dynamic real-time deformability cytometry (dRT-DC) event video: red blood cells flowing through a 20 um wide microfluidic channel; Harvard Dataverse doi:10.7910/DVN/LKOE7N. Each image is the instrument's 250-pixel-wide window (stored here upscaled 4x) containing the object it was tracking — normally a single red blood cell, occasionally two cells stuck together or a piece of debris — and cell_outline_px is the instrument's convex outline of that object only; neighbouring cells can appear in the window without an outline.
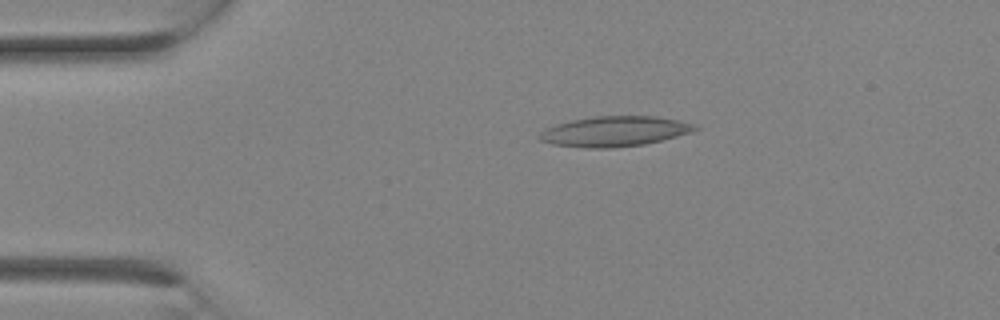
{"species": "Egyptian fruit bat (a non-hibernating species)", "species_latin": "Rousettus aegyptiacus", "temperature_condition": "room temperature", "stored_images_in_passage": 8, "camera_frame_rate_fps": 3000, "um_per_image_px": 0.085, "animal": {"sex": "female"}, "frame": {"image": 1, "passage_image": 4, "time_ms": 1.0, "image_size_px": [1000, 320], "cell_outline_px": [[700, 128], [692, 132], [644, 144], [608, 148], [588, 148], [552, 144], [540, 140], [536, 136], [544, 128], [556, 124], [572, 120], [592, 116], [656, 116], [696, 124]], "centroid_in_image_um": [52.2, 11.16], "position_along_channel_um": 32.8, "area_um2": 27.34}}
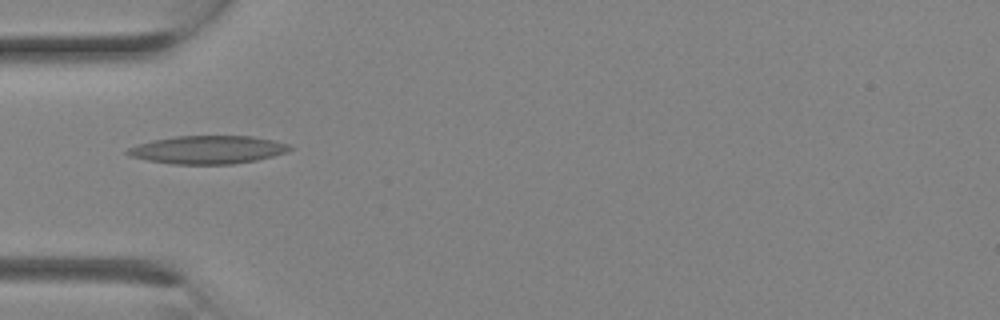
{"frame": {"image": 2, "passage_image": 7, "time_ms": 2.0, "image_size_px": [1000, 320], "cell_outline_px": [[292, 148], [288, 152], [256, 160], [232, 164], [172, 164], [148, 160], [128, 156], [124, 152], [128, 148], [152, 140], [176, 136], [252, 136], [272, 140], [288, 144]], "centroid_in_image_um": [17.65, 12.73], "position_along_channel_um": 67.4, "area_um2": 26.47}}